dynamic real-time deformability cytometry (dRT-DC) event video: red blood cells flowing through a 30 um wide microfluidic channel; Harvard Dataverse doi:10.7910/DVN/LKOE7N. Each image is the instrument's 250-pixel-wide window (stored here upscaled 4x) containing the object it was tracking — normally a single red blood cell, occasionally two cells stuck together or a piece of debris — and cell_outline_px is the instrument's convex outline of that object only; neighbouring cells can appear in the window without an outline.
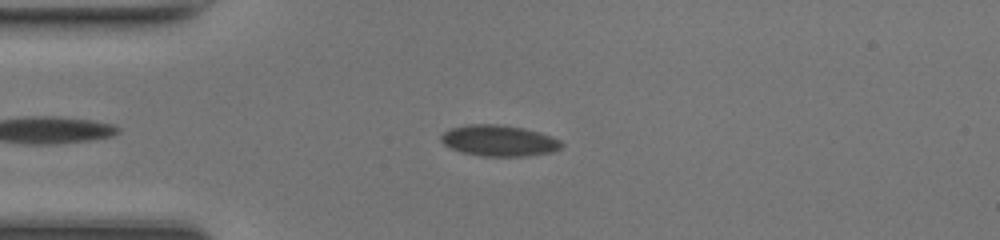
{"species": "common noctule bat (a hibernating species)", "species_latin": "Nyctalus noctula", "temperature_condition": "room temperature", "stored_images_in_passage": 42, "camera_frame_rate_fps": 3000, "um_per_image_px": 0.085, "animal": {"sex": "female", "body_mass_g": 17.0, "forearm_length_mm": 48.0}, "frame": {"image": 1, "passage_image": 8, "time_ms": 2.333, "image_size_px": [1000, 240], "cell_outline_px": [[564, 144], [560, 148], [552, 152], [528, 156], [484, 156], [464, 152], [452, 148], [444, 144], [440, 140], [440, 136], [444, 132], [452, 128], [472, 124], [496, 124], [524, 128], [540, 132], [552, 136], [560, 140]], "centroid_in_image_um": [42.46, 11.95], "position_along_channel_um": 42.5, "area_um2": 21.68}}
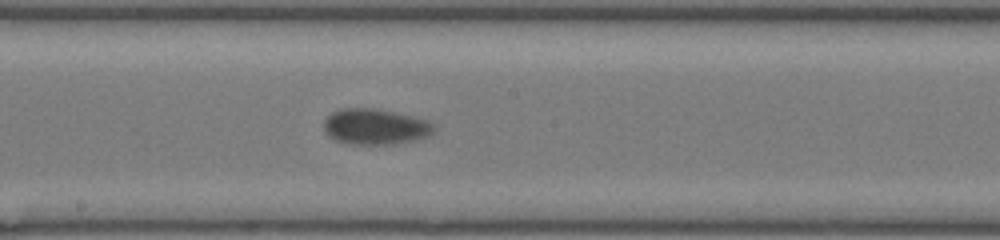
{"frame": {"image": 2, "passage_image": 22, "time_ms": 7.0, "image_size_px": [1000, 240], "cell_outline_px": [[436, 132], [420, 140], [396, 144], [348, 144], [336, 140], [328, 136], [324, 132], [324, 120], [332, 112], [340, 108], [372, 108], [412, 116], [428, 120], [436, 128]], "centroid_in_image_um": [31.92, 10.78], "position_along_channel_um": 216.3, "area_um2": 23.24}}
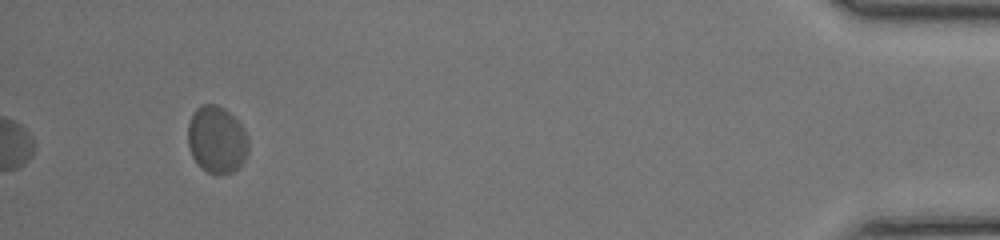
{"frame": {"image": 3, "passage_image": 42, "time_ms": 13.667, "image_size_px": [1000, 240], "cell_outline_px": [[248, 152], [244, 160], [232, 172], [220, 176], [216, 176], [200, 168], [192, 156], [188, 144], [188, 124], [192, 112], [196, 108], [204, 104], [216, 104], [224, 108], [244, 128], [248, 136]], "centroid_in_image_um": [18.41, 11.89], "position_along_channel_um": 416.8, "area_um2": 23.93}, "authors_computed_cell_mechanics": {"area_um2": 22.1374, "velocity_mm_per_s": 4.1855, "shape_relaxation_time_tau1_ms": 3.9984, "shape_relaxation_time_tau2_ms": null, "deformation_change_tau1": 0.1274, "deformation_change_tau2": null}}